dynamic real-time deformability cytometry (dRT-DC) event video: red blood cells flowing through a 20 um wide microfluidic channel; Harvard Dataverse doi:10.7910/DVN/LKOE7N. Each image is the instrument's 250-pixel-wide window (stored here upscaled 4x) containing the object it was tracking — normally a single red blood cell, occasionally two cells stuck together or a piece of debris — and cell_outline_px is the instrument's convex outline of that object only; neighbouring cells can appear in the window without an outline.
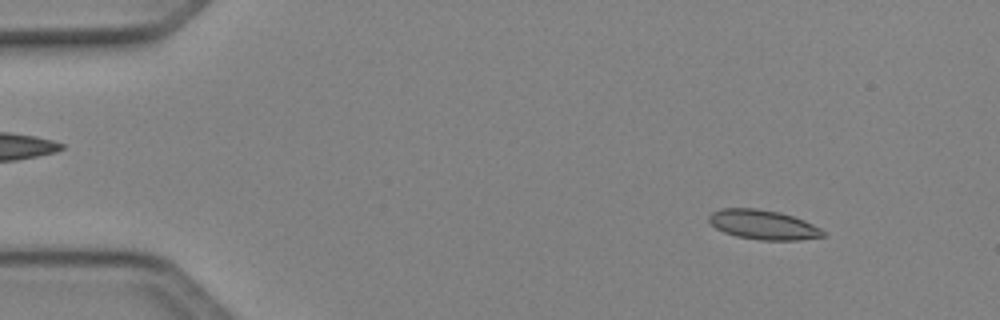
{"species": "Egyptian fruit bat (a non-hibernating species)", "species_latin": "Rousettus aegyptiacus", "temperature_condition": "cold", "stored_images_in_passage": 10, "segment_of_instrument_passage": [1, 2], "camera_frame_rate_fps": 3000, "um_per_image_px": 0.085, "animal": {"sex": "female"}, "frame": {"image": 1, "passage_image": 5, "time_ms": 1.333, "image_size_px": [1000, 320], "cell_outline_px": [[824, 236], [800, 240], [760, 240], [736, 236], [724, 232], [716, 228], [708, 220], [708, 216], [712, 212], [720, 208], [756, 208], [780, 212], [804, 220], [820, 228], [824, 232]], "centroid_in_image_um": [64.85, 19.09], "position_along_channel_um": 20.2, "area_um2": 19.59}}